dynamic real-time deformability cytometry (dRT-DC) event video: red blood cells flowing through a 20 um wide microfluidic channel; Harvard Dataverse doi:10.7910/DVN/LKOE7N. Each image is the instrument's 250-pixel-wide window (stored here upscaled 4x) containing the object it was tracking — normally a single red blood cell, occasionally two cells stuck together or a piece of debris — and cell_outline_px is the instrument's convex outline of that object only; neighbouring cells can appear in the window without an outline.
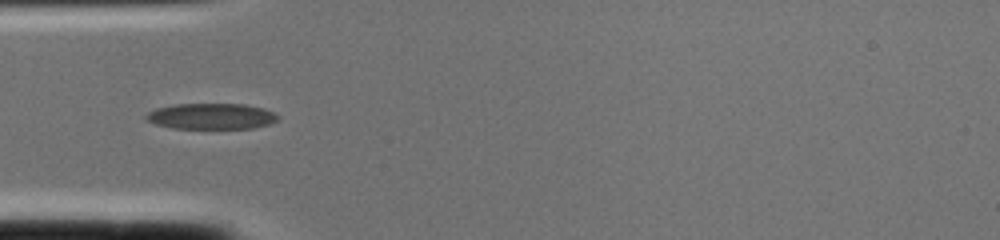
{"species": "common noctule bat (a hibernating species)", "species_latin": "Nyctalus noctula", "temperature_condition": "cold", "stored_images_in_passage": 2, "camera_frame_rate_fps": 3000, "um_per_image_px": 0.085, "animal": {"sex": "female", "body_mass_g": 22.0, "forearm_length_mm": 56.7}, "frame": {"image": 1, "passage_image": 2, "time_ms": 0.333, "image_size_px": [1000, 240], "cell_outline_px": [[280, 120], [268, 124], [252, 128], [172, 128], [156, 124], [148, 120], [144, 116], [148, 112], [156, 108], [176, 104], [244, 104], [264, 108], [280, 116]], "centroid_in_image_um": [17.99, 9.88], "position_along_channel_um": 67.0, "area_um2": 19.83}}